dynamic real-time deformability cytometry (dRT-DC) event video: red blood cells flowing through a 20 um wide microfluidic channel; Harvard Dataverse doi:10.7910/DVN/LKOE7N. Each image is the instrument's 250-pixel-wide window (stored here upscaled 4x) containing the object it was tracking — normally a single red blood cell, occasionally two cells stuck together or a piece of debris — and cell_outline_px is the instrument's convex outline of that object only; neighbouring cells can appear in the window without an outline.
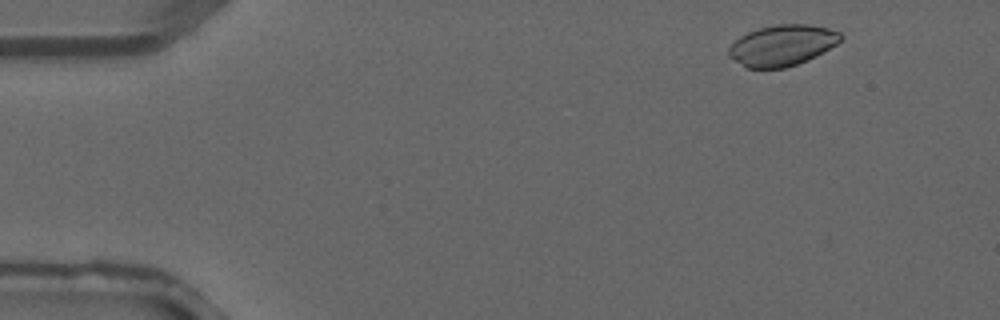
{"species": "common noctule bat (a hibernating species)", "species_latin": "Nyctalus noctula", "temperature_condition": "warm", "stored_images_in_passage": 4, "camera_frame_rate_fps": 3000, "um_per_image_px": 0.085, "animal": {"sex": "male", "forearm_length_mm": 52.5}, "frame": {"image": 1, "passage_image": 1, "time_ms": 0.0, "image_size_px": [1000, 320], "cell_outline_px": [[844, 36], [836, 44], [816, 56], [808, 60], [784, 68], [744, 68], [728, 56], [728, 48], [740, 36], [748, 32], [760, 28], [776, 24], [808, 24], [828, 28], [840, 32]], "centroid_in_image_um": [66.47, 3.86], "position_along_channel_um": 18.5, "area_um2": 26.7}}
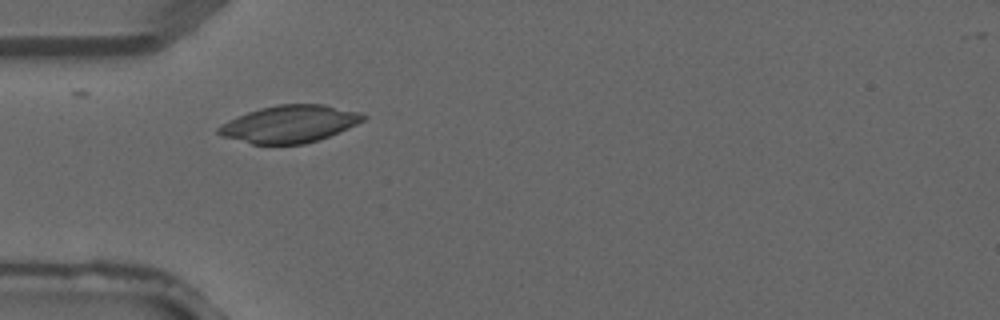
{"frame": {"image": 2, "passage_image": 3, "time_ms": 0.667, "image_size_px": [1000, 320], "cell_outline_px": [[368, 116], [364, 120], [356, 124], [320, 140], [304, 144], [252, 144], [220, 136], [216, 132], [216, 128], [228, 120], [236, 116], [260, 108], [276, 104], [324, 104], [360, 112]], "centroid_in_image_um": [24.59, 10.53], "position_along_channel_um": 60.4, "area_um2": 31.56}}
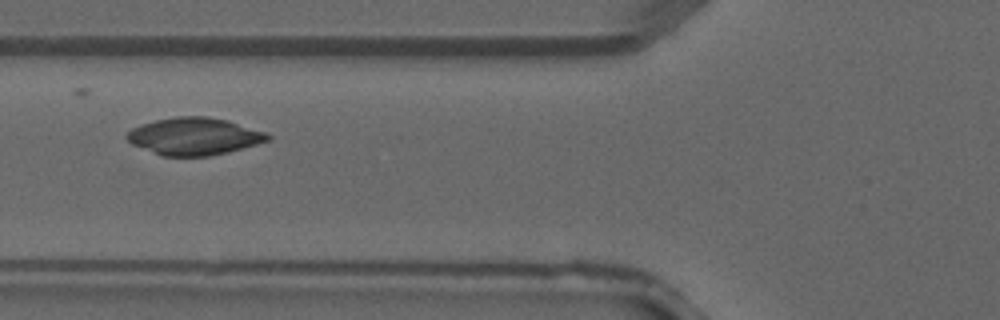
{"frame": {"image": 3, "passage_image": 4, "time_ms": 1.0, "image_size_px": [1000, 320], "cell_outline_px": [[272, 136], [268, 140], [256, 144], [228, 152], [208, 156], [160, 156], [132, 144], [124, 136], [132, 128], [140, 124], [156, 120], [176, 116], [208, 116], [228, 120], [268, 132]], "centroid_in_image_um": [16.51, 11.58], "position_along_channel_um": 109.3, "area_um2": 30.81}}